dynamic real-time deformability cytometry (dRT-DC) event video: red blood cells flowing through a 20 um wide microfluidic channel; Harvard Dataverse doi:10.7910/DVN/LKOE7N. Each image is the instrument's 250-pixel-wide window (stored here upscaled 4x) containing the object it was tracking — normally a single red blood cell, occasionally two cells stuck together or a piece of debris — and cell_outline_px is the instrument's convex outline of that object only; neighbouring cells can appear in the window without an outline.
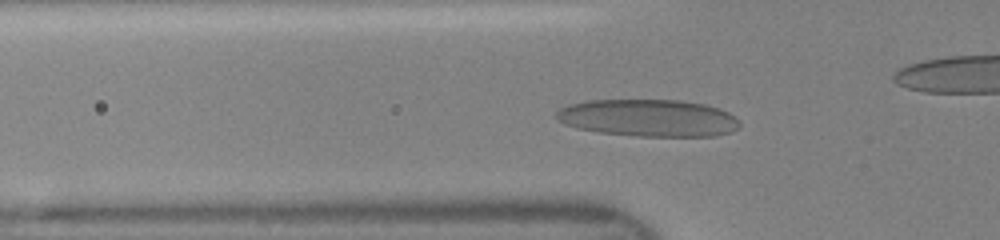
{"species": "human", "species_latin": "Homo sapiens", "temperature_condition": "room temperature", "stored_images_in_passage": 37, "camera_frame_rate_fps": 3000, "um_per_image_px": 0.085, "donor": {"sex": "female"}, "frame": {"image": 1, "passage_image": 14, "time_ms": 4.333, "image_size_px": [1000, 240], "cell_outline_px": [[740, 128], [732, 132], [716, 136], [636, 136], [600, 132], [576, 128], [564, 124], [556, 120], [556, 112], [560, 108], [568, 104], [588, 100], [680, 100], [704, 104], [720, 108], [736, 116], [740, 120]], "centroid_in_image_um": [55.14, 10.02], "position_along_channel_um": 70.7, "area_um2": 40.17}}
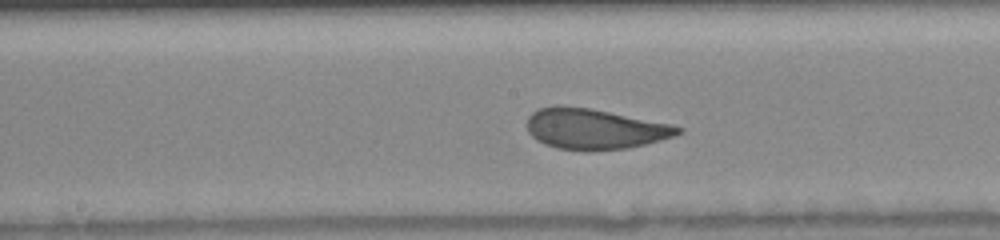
{"frame": {"image": 2, "passage_image": 23, "time_ms": 7.333, "image_size_px": [1000, 240], "cell_outline_px": [[684, 132], [660, 140], [628, 148], [592, 152], [584, 152], [556, 148], [544, 144], [536, 140], [528, 132], [528, 116], [532, 112], [540, 108], [588, 108], [672, 124], [684, 128]], "centroid_in_image_um": [50.57, 11.01], "position_along_channel_um": 197.6, "area_um2": 35.32}}
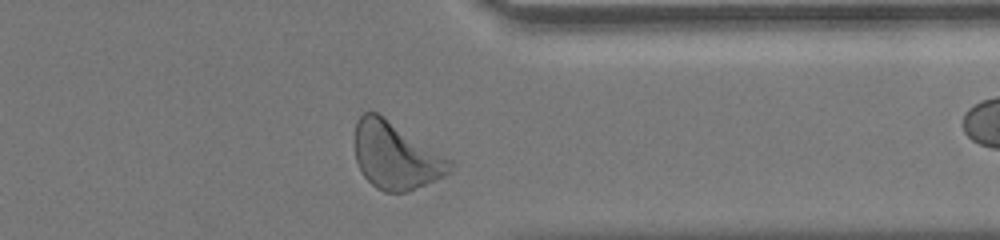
{"frame": {"image": 3, "passage_image": 36, "time_ms": 11.667, "image_size_px": [1000, 240], "cell_outline_px": [[452, 172], [436, 180], [408, 192], [384, 192], [376, 188], [364, 176], [356, 160], [352, 140], [356, 120], [364, 112], [376, 112], [452, 160]], "centroid_in_image_um": [33.6, 13.25], "position_along_channel_um": 377.8, "area_um2": 37.22}}